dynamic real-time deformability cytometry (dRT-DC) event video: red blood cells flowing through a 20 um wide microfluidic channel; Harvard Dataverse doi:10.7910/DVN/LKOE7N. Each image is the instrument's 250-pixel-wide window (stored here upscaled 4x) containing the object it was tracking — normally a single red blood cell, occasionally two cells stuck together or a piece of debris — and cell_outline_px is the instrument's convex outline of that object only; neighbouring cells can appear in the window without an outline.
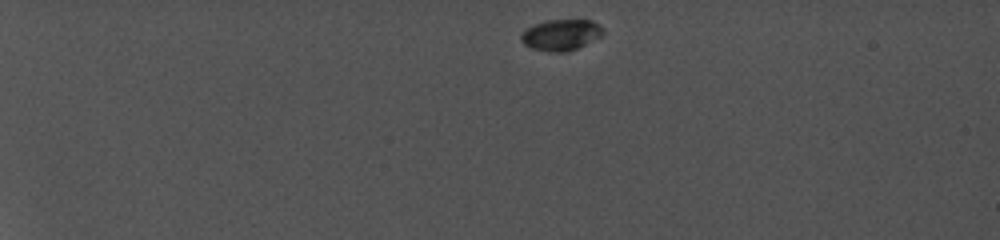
{"species": "common noctule bat (a hibernating species)", "species_latin": "Nyctalus noctula", "temperature_condition": "cold", "stored_images_in_passage": 42, "camera_frame_rate_fps": 5000, "um_per_image_px": 0.085, "animal": {"sex": "female", "body_mass_g": 19.0, "forearm_length_mm": 56.7}, "frame": {"image": 1, "passage_image": 1, "time_ms": 0.0, "image_size_px": [1000, 240], "cell_outline_px": [[604, 32], [600, 36], [568, 52], [552, 52], [532, 48], [524, 44], [520, 40], [520, 36], [528, 28], [536, 24], [548, 20], [592, 20], [604, 28]], "centroid_in_image_um": [47.69, 2.96], "position_along_channel_um": 37.3, "area_um2": 14.57}}
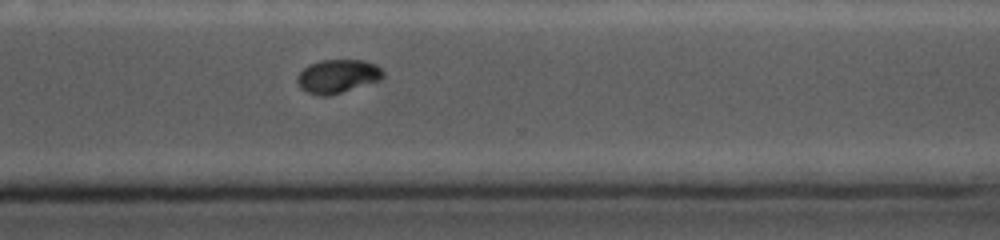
{"frame": {"image": 2, "passage_image": 35, "time_ms": 11.0, "image_size_px": [1000, 240], "cell_outline_px": [[384, 76], [380, 80], [328, 96], [320, 96], [308, 92], [300, 88], [296, 80], [296, 76], [308, 64], [320, 60], [364, 60], [376, 64], [384, 72]], "centroid_in_image_um": [28.68, 6.47], "position_along_channel_um": 341.9, "area_um2": 16.82}}
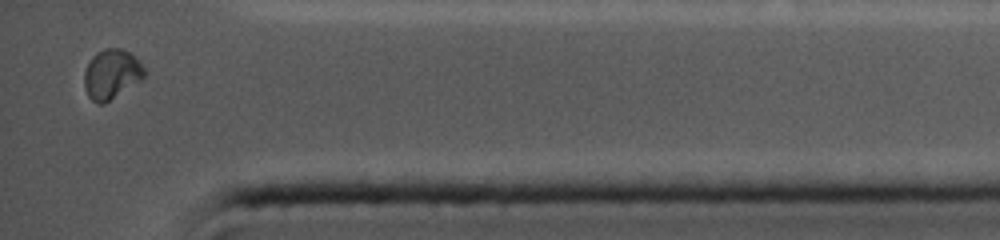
{"frame": {"image": 3, "passage_image": 42, "time_ms": 13.2, "image_size_px": [1000, 240], "cell_outline_px": [[144, 76], [140, 80], [104, 104], [100, 104], [92, 100], [88, 96], [84, 88], [84, 72], [92, 56], [96, 52], [104, 48], [120, 48], [128, 52], [140, 60], [144, 68]], "centroid_in_image_um": [9.46, 6.29], "position_along_channel_um": 425.7, "area_um2": 17.28}, "authors_computed_cell_mechanics": {"area_um2": 16.7909, "velocity_mm_per_s": 3.8729, "shape_relaxation_time_tau1_ms": null, "shape_relaxation_time_tau2_ms": 1.0648, "deformation_change_tau1": null, "deformation_change_tau2": 0.0228}}